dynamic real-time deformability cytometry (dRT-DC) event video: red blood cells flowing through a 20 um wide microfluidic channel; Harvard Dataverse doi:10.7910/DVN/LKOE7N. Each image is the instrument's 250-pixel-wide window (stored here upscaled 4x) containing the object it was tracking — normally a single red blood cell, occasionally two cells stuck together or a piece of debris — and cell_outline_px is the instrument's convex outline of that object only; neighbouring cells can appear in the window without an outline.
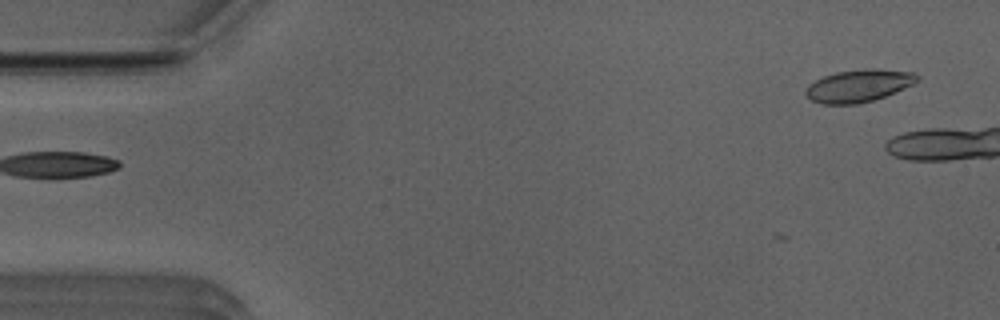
{"species": "Egyptian fruit bat (a non-hibernating species)", "species_latin": "Rousettus aegyptiacus", "temperature_condition": "room temperature", "stored_images_in_passage": 3, "camera_frame_rate_fps": 3000, "um_per_image_px": 0.085, "animal": {"sex": "male"}, "frame": {"image": 1, "passage_image": 3, "time_ms": 0.667, "image_size_px": [1000, 320], "cell_outline_px": [[920, 76], [912, 84], [884, 96], [872, 100], [856, 104], [820, 104], [812, 100], [804, 92], [808, 84], [824, 76], [836, 72], [864, 68], [876, 68], [912, 72]], "centroid_in_image_um": [72.95, 7.27], "position_along_channel_um": 12.1, "area_um2": 20.87}}